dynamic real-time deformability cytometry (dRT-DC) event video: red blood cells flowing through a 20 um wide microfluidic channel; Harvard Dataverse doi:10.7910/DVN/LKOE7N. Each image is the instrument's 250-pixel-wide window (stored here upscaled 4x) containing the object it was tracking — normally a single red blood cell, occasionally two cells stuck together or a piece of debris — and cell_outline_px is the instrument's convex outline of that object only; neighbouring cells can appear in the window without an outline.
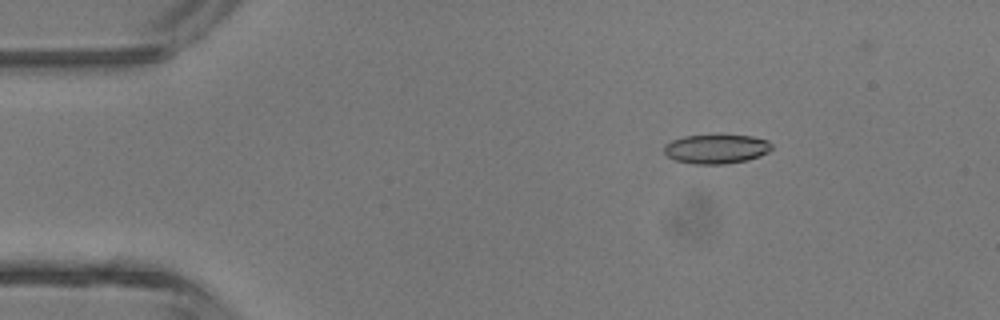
{"species": "common noctule bat (a hibernating species)", "species_latin": "Nyctalus noctula", "temperature_condition": "room temperature", "stored_images_in_passage": 5, "camera_frame_rate_fps": 3000, "um_per_image_px": 0.085, "animal": {"sex": "male", "body_mass_g": 13.3}, "frame": {"image": 1, "passage_image": 5, "time_ms": 4.667, "image_size_px": [1000, 320], "cell_outline_px": [[772, 148], [768, 152], [760, 156], [748, 160], [724, 164], [692, 164], [676, 160], [668, 156], [664, 152], [664, 144], [672, 140], [684, 136], [752, 136], [768, 140], [772, 144]], "centroid_in_image_um": [60.89, 12.67], "position_along_channel_um": 24.1, "area_um2": 18.21}}